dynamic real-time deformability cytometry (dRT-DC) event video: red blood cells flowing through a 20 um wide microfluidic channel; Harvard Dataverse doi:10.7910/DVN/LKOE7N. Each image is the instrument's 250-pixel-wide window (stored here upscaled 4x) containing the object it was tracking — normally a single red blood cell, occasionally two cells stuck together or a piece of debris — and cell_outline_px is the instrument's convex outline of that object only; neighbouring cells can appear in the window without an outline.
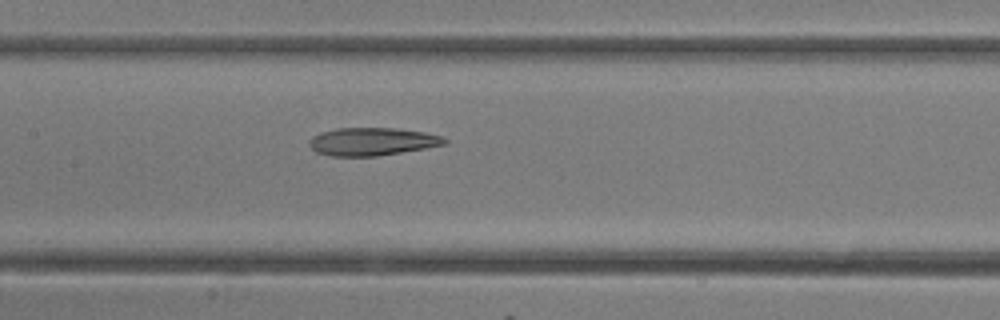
{"species": "common noctule bat (a hibernating species)", "species_latin": "Nyctalus noctula", "temperature_condition": "room temperature", "stored_images_in_passage": 17, "camera_frame_rate_fps": 3000, "um_per_image_px": 0.085, "animal": {"sex": "female"}, "frame": {"image": 1, "passage_image": 15, "time_ms": 4.667, "image_size_px": [1000, 320], "cell_outline_px": [[448, 144], [376, 156], [332, 156], [316, 152], [308, 144], [308, 140], [312, 136], [320, 132], [336, 128], [396, 128], [424, 132], [440, 136], [448, 140]], "centroid_in_image_um": [31.6, 12.03], "position_along_channel_um": 175.8, "area_um2": 21.96}}
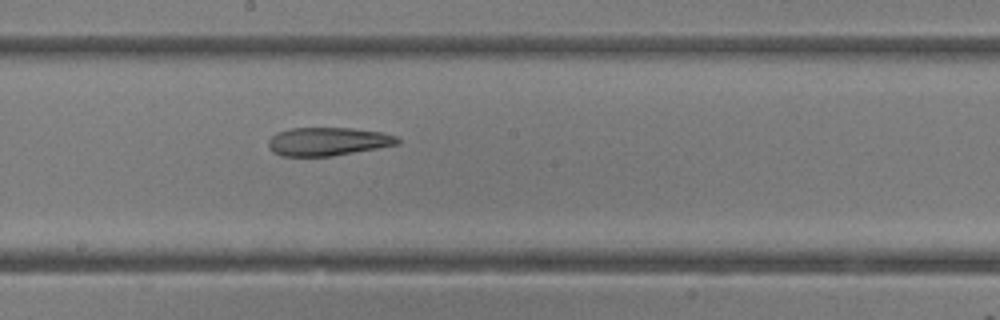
{"frame": {"image": 2, "passage_image": 17, "time_ms": 5.333, "image_size_px": [1000, 320], "cell_outline_px": [[400, 144], [332, 156], [280, 156], [272, 152], [268, 148], [268, 140], [276, 132], [292, 128], [352, 128], [380, 132], [396, 136], [400, 140]], "centroid_in_image_um": [27.83, 12.03], "position_along_channel_um": 220.4, "area_um2": 21.39}}